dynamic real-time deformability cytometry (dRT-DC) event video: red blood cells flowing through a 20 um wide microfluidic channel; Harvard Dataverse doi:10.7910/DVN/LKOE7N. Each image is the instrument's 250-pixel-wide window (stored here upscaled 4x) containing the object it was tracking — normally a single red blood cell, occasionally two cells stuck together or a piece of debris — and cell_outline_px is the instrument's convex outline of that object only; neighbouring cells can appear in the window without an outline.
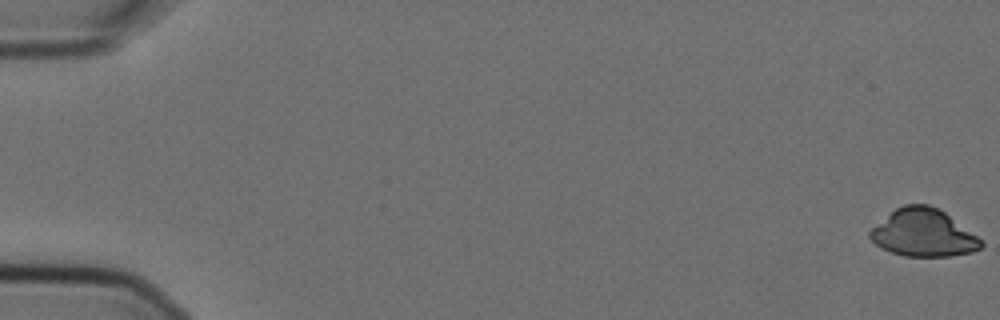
{"species": "Egyptian fruit bat (a non-hibernating species)", "species_latin": "Rousettus aegyptiacus", "temperature_condition": "cold", "stored_images_in_passage": 2, "camera_frame_rate_fps": 3000, "um_per_image_px": 0.085, "animal": {"sex": "female"}, "frame": {"image": 1, "passage_image": 1, "time_ms": 0.0, "image_size_px": [1000, 320], "cell_outline_px": [[984, 244], [980, 248], [972, 252], [952, 256], [904, 256], [880, 248], [868, 236], [868, 232], [872, 228], [896, 208], [904, 204], [928, 204], [944, 212], [976, 236]], "centroid_in_image_um": [78.45, 19.81], "position_along_channel_um": 6.5, "area_um2": 30.29}}